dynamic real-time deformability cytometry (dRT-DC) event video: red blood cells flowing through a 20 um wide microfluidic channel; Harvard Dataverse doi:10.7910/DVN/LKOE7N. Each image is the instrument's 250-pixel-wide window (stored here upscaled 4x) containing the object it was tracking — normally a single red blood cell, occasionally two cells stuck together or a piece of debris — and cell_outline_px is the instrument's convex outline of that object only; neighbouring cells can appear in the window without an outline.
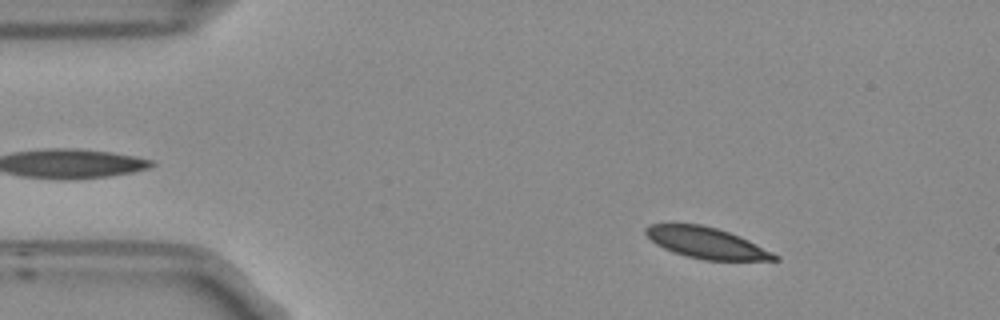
{"species": "Egyptian fruit bat (a non-hibernating species)", "species_latin": "Rousettus aegyptiacus", "temperature_condition": "room temperature", "stored_images_in_passage": 54, "segment_of_instrument_passage": [1, 2], "camera_frame_rate_fps": 3000, "um_per_image_px": 0.085, "frame": {"image": 1, "passage_image": 7, "time_ms": 2.0, "image_size_px": [1000, 320], "cell_outline_px": [[780, 260], [704, 260], [688, 256], [664, 248], [656, 244], [644, 232], [644, 228], [648, 224], [700, 224], [716, 228], [740, 236], [780, 256]], "centroid_in_image_um": [60.05, 20.64], "position_along_channel_um": 24.9, "area_um2": 23.0}}
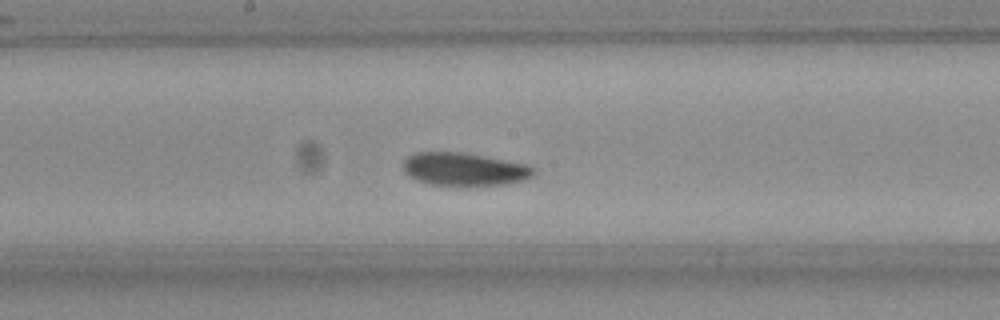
{"frame": {"image": 2, "passage_image": 27, "time_ms": 8.667, "image_size_px": [1000, 320], "cell_outline_px": [[536, 172], [532, 176], [524, 180], [504, 184], [468, 188], [464, 188], [428, 184], [416, 180], [404, 172], [404, 160], [408, 156], [416, 152], [464, 152], [528, 164], [536, 168]], "centroid_in_image_um": [39.49, 14.42], "position_along_channel_um": 208.7, "area_um2": 26.01}}
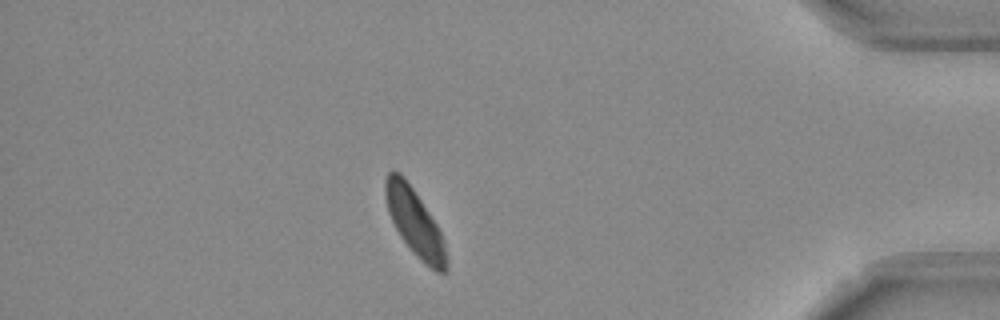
{"frame": {"image": 3, "passage_image": 46, "time_ms": 15.0, "image_size_px": [1000, 320], "cell_outline_px": [[448, 268], [444, 272], [436, 272], [412, 252], [400, 236], [388, 212], [384, 192], [384, 184], [388, 172], [400, 172], [412, 188], [436, 224], [444, 240], [448, 260]], "centroid_in_image_um": [35.25, 18.93], "position_along_channel_um": 399.9, "area_um2": 23.35}}